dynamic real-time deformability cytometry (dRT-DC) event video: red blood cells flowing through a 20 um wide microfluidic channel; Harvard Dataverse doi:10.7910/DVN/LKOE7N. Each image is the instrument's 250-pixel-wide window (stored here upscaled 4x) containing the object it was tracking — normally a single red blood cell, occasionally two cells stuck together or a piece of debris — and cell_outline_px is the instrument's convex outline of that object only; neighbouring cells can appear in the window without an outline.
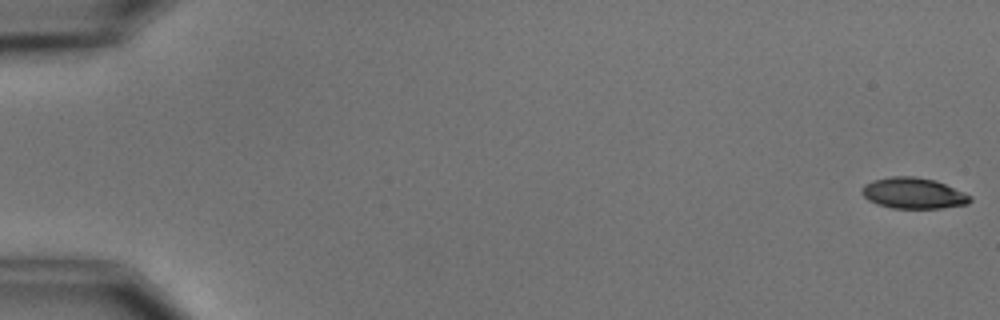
{"species": "common noctule bat (a hibernating species)", "species_latin": "Nyctalus noctula", "temperature_condition": "cold", "stored_images_in_passage": 9, "camera_frame_rate_fps": 3000, "um_per_image_px": 0.085, "animal": {"sex": "male", "body_mass_g": 15.6}, "frame": {"image": 1, "passage_image": 1, "time_ms": 0.0, "image_size_px": [1000, 320], "cell_outline_px": [[972, 200], [968, 204], [940, 208], [892, 208], [876, 204], [868, 200], [860, 192], [860, 188], [864, 184], [872, 180], [892, 176], [912, 176], [936, 180], [964, 192], [972, 196]], "centroid_in_image_um": [77.62, 16.42], "position_along_channel_um": 7.4, "area_um2": 19.71}}
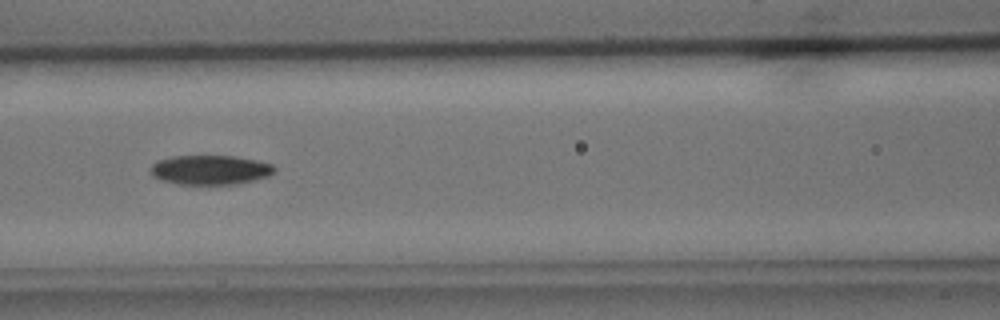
{"frame": {"image": 2, "passage_image": 7, "time_ms": 8.0, "image_size_px": [1000, 320], "cell_outline_px": [[276, 172], [268, 176], [236, 184], [180, 184], [164, 180], [152, 176], [152, 164], [156, 160], [172, 156], [232, 156], [256, 160], [272, 164], [276, 168]], "centroid_in_image_um": [17.88, 14.43], "position_along_channel_um": 148.7, "area_um2": 21.1}}
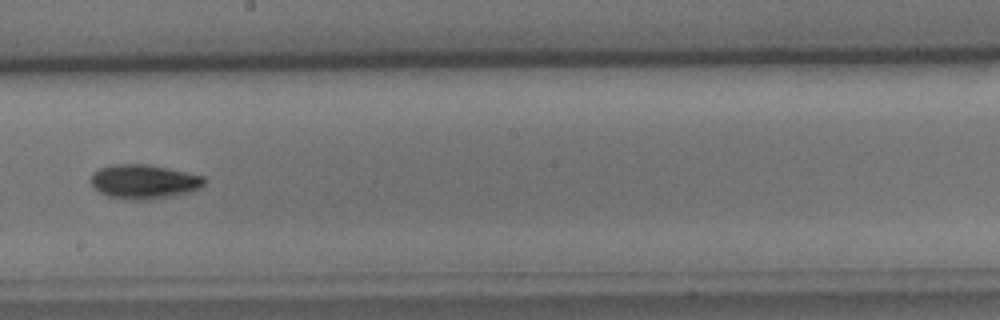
{"frame": {"image": 3, "passage_image": 9, "time_ms": 10.333, "image_size_px": [1000, 320], "cell_outline_px": [[208, 180], [200, 188], [188, 192], [148, 200], [132, 200], [108, 196], [100, 192], [92, 184], [92, 172], [108, 164], [148, 164], [204, 176]], "centroid_in_image_um": [12.24, 15.43], "position_along_channel_um": 236.0, "area_um2": 22.54}}